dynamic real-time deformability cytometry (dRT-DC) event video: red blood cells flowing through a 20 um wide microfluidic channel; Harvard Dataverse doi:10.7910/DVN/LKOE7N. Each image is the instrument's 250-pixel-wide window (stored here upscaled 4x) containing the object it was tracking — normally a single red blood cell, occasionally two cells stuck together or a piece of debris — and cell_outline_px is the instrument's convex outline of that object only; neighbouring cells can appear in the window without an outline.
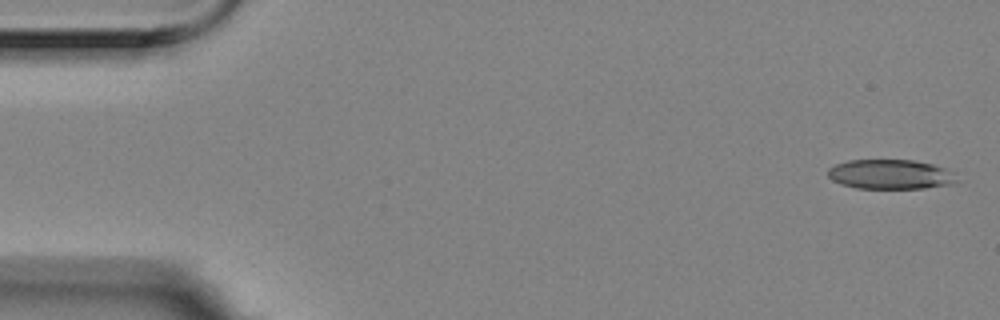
{"species": "Egyptian fruit bat (a non-hibernating species)", "species_latin": "Rousettus aegyptiacus", "temperature_condition": "room temperature", "stored_images_in_passage": 6, "segment_of_instrument_passage": [1, 2], "camera_frame_rate_fps": 3000, "um_per_image_px": 0.085, "animal": {"sex": "female"}, "frame": {"image": 1, "passage_image": 1, "time_ms": 0.0, "image_size_px": [1000, 320], "cell_outline_px": [[960, 180], [952, 184], [924, 188], [856, 188], [840, 184], [832, 180], [828, 176], [828, 168], [836, 164], [848, 160], [912, 160], [932, 164], [944, 168]], "centroid_in_image_um": [75.65, 14.82], "position_along_channel_um": 9.3, "area_um2": 22.14}}
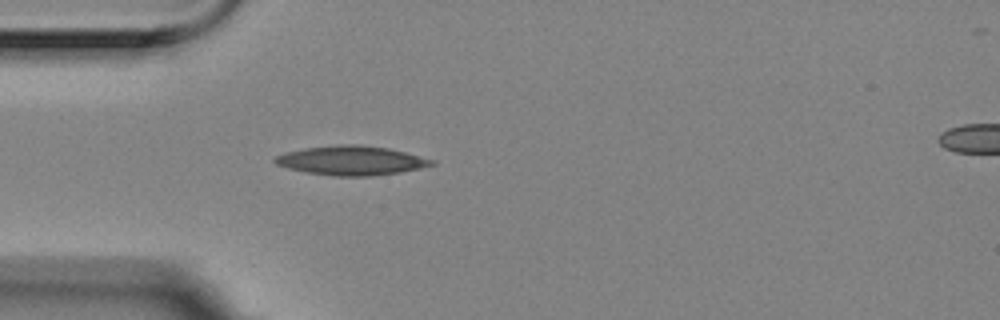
{"frame": {"image": 2, "passage_image": 5, "time_ms": 1.333, "image_size_px": [1000, 320], "cell_outline_px": [[436, 164], [420, 168], [400, 172], [368, 176], [332, 176], [308, 172], [288, 168], [276, 164], [272, 160], [276, 156], [288, 152], [304, 148], [336, 144], [356, 144], [388, 148], [436, 160]], "centroid_in_image_um": [29.87, 13.64], "position_along_channel_um": 55.1, "area_um2": 26.59}}